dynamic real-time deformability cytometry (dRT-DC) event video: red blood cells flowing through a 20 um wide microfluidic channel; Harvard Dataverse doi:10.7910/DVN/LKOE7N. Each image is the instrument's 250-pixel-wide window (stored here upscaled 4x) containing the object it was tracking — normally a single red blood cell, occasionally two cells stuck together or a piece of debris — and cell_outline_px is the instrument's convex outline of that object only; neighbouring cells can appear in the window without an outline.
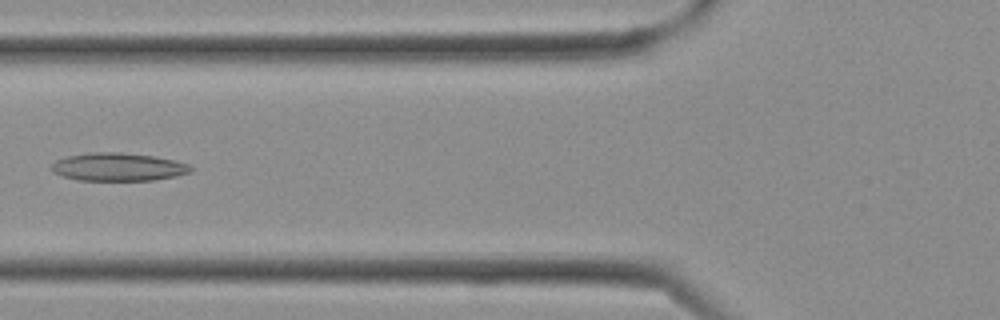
{"species": "Egyptian fruit bat (a non-hibernating species)", "species_latin": "Rousettus aegyptiacus", "temperature_condition": "cold", "stored_images_in_passage": 22, "camera_frame_rate_fps": 3000, "um_per_image_px": 0.085, "frame": {"image": 1, "passage_image": 4, "time_ms": 1.0, "image_size_px": [1000, 320], "cell_outline_px": [[192, 172], [176, 176], [152, 180], [76, 180], [52, 172], [52, 164], [56, 160], [64, 156], [92, 152], [120, 152], [152, 156], [172, 160], [188, 164], [192, 168]], "centroid_in_image_um": [10.01, 14.19], "position_along_channel_um": 115.8, "area_um2": 22.66}}
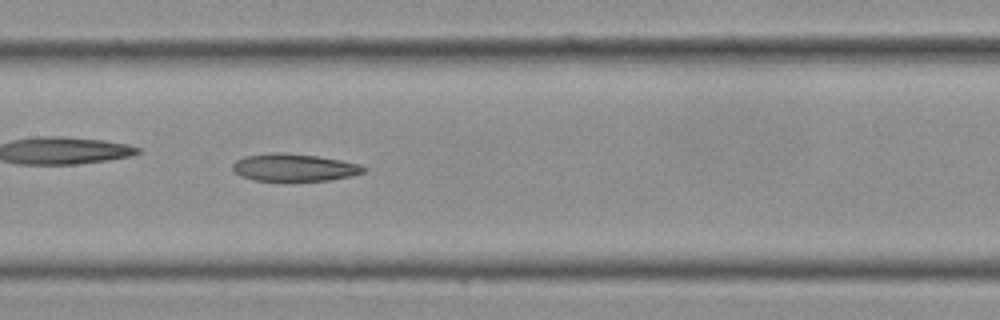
{"frame": {"image": 2, "passage_image": 7, "time_ms": 2.0, "image_size_px": [1000, 320], "cell_outline_px": [[368, 168], [364, 172], [352, 176], [328, 180], [252, 180], [240, 176], [232, 168], [232, 164], [236, 160], [244, 156], [276, 152], [280, 152], [316, 156], [340, 160], [360, 164]], "centroid_in_image_um": [25.0, 14.23], "position_along_channel_um": 182.4, "area_um2": 20.81}}
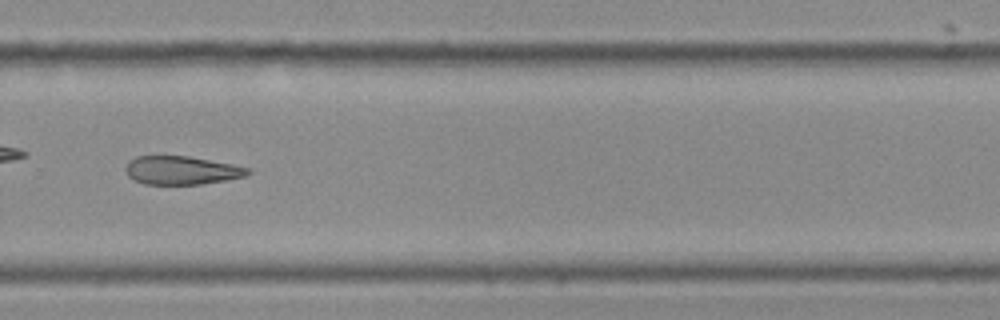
{"frame": {"image": 3, "passage_image": 13, "time_ms": 4.0, "image_size_px": [1000, 320], "cell_outline_px": [[252, 172], [244, 176], [224, 180], [200, 184], [144, 184], [132, 180], [128, 176], [124, 168], [128, 160], [136, 156], [188, 156], [232, 164], [248, 168]], "centroid_in_image_um": [15.36, 14.47], "position_along_channel_um": 314.4, "area_um2": 20.23}}